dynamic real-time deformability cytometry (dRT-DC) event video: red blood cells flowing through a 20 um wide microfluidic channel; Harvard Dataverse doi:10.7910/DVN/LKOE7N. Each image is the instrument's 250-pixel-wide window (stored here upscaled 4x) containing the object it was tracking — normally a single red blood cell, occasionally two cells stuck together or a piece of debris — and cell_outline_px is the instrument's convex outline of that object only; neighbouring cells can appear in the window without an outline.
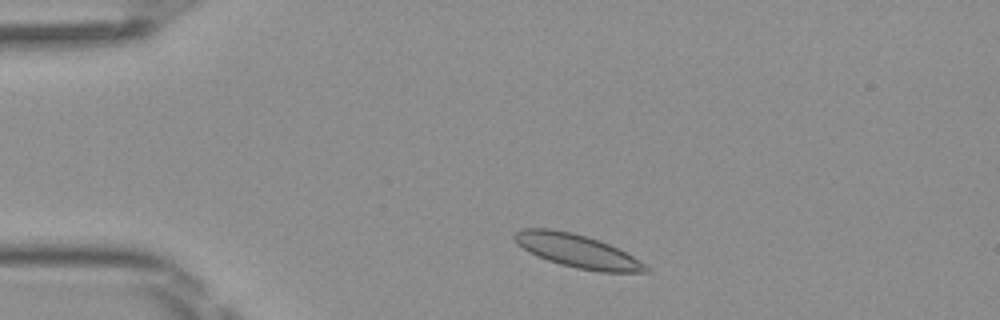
{"species": "Egyptian fruit bat (a non-hibernating species)", "species_latin": "Rousettus aegyptiacus", "temperature_condition": "room temperature", "stored_images_in_passage": 44, "camera_frame_rate_fps": 3000, "um_per_image_px": 0.085, "frame": {"image": 1, "passage_image": 4, "time_ms": 1.0, "image_size_px": [1000, 320], "cell_outline_px": [[652, 272], [600, 272], [576, 268], [560, 264], [548, 260], [528, 252], [516, 244], [512, 236], [512, 232], [524, 228], [552, 228], [572, 232], [588, 236], [600, 240], [632, 256], [644, 264]], "centroid_in_image_um": [48.99, 21.31], "position_along_channel_um": 36.0, "area_um2": 25.55}}
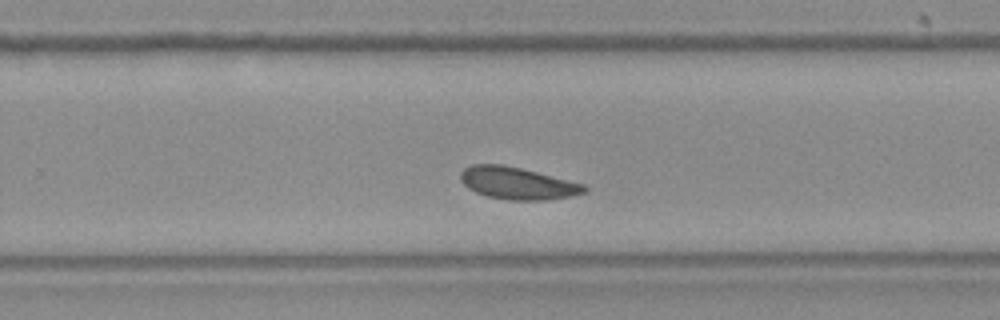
{"frame": {"image": 2, "passage_image": 26, "time_ms": 8.333, "image_size_px": [1000, 320], "cell_outline_px": [[588, 188], [584, 192], [572, 196], [544, 200], [508, 200], [488, 196], [476, 192], [468, 188], [460, 180], [460, 172], [464, 168], [472, 164], [504, 164], [584, 184]], "centroid_in_image_um": [43.95, 15.57], "position_along_channel_um": 285.8, "area_um2": 23.06}}
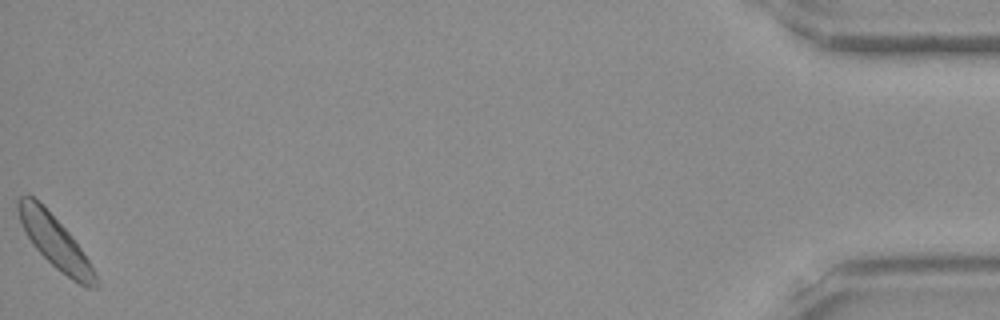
{"frame": {"image": 3, "passage_image": 44, "time_ms": 14.333, "image_size_px": [1000, 320], "cell_outline_px": [[100, 284], [96, 288], [88, 288], [72, 280], [56, 268], [32, 244], [20, 220], [16, 208], [16, 200], [20, 196], [28, 192], [72, 236], [96, 272]], "centroid_in_image_um": [4.69, 20.59], "position_along_channel_um": 430.5, "area_um2": 23.06}}